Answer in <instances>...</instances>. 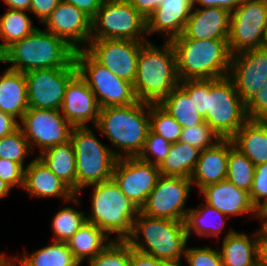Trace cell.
Here are the masks:
<instances>
[{
  "label": "cell",
  "mask_w": 267,
  "mask_h": 266,
  "mask_svg": "<svg viewBox=\"0 0 267 266\" xmlns=\"http://www.w3.org/2000/svg\"><path fill=\"white\" fill-rule=\"evenodd\" d=\"M179 85L188 93L198 113L221 139H231L249 120L246 105L229 76L184 80Z\"/></svg>",
  "instance_id": "1"
},
{
  "label": "cell",
  "mask_w": 267,
  "mask_h": 266,
  "mask_svg": "<svg viewBox=\"0 0 267 266\" xmlns=\"http://www.w3.org/2000/svg\"><path fill=\"white\" fill-rule=\"evenodd\" d=\"M176 54L170 41L162 48L146 42L137 61V75L133 89L138 101L159 104L179 85Z\"/></svg>",
  "instance_id": "2"
},
{
  "label": "cell",
  "mask_w": 267,
  "mask_h": 266,
  "mask_svg": "<svg viewBox=\"0 0 267 266\" xmlns=\"http://www.w3.org/2000/svg\"><path fill=\"white\" fill-rule=\"evenodd\" d=\"M76 50L46 29L37 28L13 43L1 55L0 63H11L12 70L26 73L36 69L67 67L75 60Z\"/></svg>",
  "instance_id": "3"
},
{
  "label": "cell",
  "mask_w": 267,
  "mask_h": 266,
  "mask_svg": "<svg viewBox=\"0 0 267 266\" xmlns=\"http://www.w3.org/2000/svg\"><path fill=\"white\" fill-rule=\"evenodd\" d=\"M170 42L175 50L180 81L229 76L232 55L228 40L174 38Z\"/></svg>",
  "instance_id": "4"
},
{
  "label": "cell",
  "mask_w": 267,
  "mask_h": 266,
  "mask_svg": "<svg viewBox=\"0 0 267 266\" xmlns=\"http://www.w3.org/2000/svg\"><path fill=\"white\" fill-rule=\"evenodd\" d=\"M149 115L150 103L147 102L109 106L100 108L95 127L124 152L123 157H138L150 130Z\"/></svg>",
  "instance_id": "5"
},
{
  "label": "cell",
  "mask_w": 267,
  "mask_h": 266,
  "mask_svg": "<svg viewBox=\"0 0 267 266\" xmlns=\"http://www.w3.org/2000/svg\"><path fill=\"white\" fill-rule=\"evenodd\" d=\"M140 233L144 243L139 242ZM187 240L184 221L152 218L140 212L134 220L132 233L126 239L133 249L177 266H181Z\"/></svg>",
  "instance_id": "6"
},
{
  "label": "cell",
  "mask_w": 267,
  "mask_h": 266,
  "mask_svg": "<svg viewBox=\"0 0 267 266\" xmlns=\"http://www.w3.org/2000/svg\"><path fill=\"white\" fill-rule=\"evenodd\" d=\"M91 215L87 222L95 224L105 233H117V240H126L133 231V223L140 209L121 191L113 179L90 185Z\"/></svg>",
  "instance_id": "7"
},
{
  "label": "cell",
  "mask_w": 267,
  "mask_h": 266,
  "mask_svg": "<svg viewBox=\"0 0 267 266\" xmlns=\"http://www.w3.org/2000/svg\"><path fill=\"white\" fill-rule=\"evenodd\" d=\"M76 157V194L84 187L112 179L118 158L88 127H73L70 135Z\"/></svg>",
  "instance_id": "8"
},
{
  "label": "cell",
  "mask_w": 267,
  "mask_h": 266,
  "mask_svg": "<svg viewBox=\"0 0 267 266\" xmlns=\"http://www.w3.org/2000/svg\"><path fill=\"white\" fill-rule=\"evenodd\" d=\"M145 33H147V20L129 0H104L91 20V40L148 42Z\"/></svg>",
  "instance_id": "9"
},
{
  "label": "cell",
  "mask_w": 267,
  "mask_h": 266,
  "mask_svg": "<svg viewBox=\"0 0 267 266\" xmlns=\"http://www.w3.org/2000/svg\"><path fill=\"white\" fill-rule=\"evenodd\" d=\"M75 62L78 74L94 93L100 108L127 106L138 101L132 83L117 77L85 49L75 52Z\"/></svg>",
  "instance_id": "10"
},
{
  "label": "cell",
  "mask_w": 267,
  "mask_h": 266,
  "mask_svg": "<svg viewBox=\"0 0 267 266\" xmlns=\"http://www.w3.org/2000/svg\"><path fill=\"white\" fill-rule=\"evenodd\" d=\"M267 46V0H242L231 12L228 47L231 55Z\"/></svg>",
  "instance_id": "11"
},
{
  "label": "cell",
  "mask_w": 267,
  "mask_h": 266,
  "mask_svg": "<svg viewBox=\"0 0 267 266\" xmlns=\"http://www.w3.org/2000/svg\"><path fill=\"white\" fill-rule=\"evenodd\" d=\"M77 73L75 60L67 67L36 69L24 73L28 107L60 110L66 87Z\"/></svg>",
  "instance_id": "12"
},
{
  "label": "cell",
  "mask_w": 267,
  "mask_h": 266,
  "mask_svg": "<svg viewBox=\"0 0 267 266\" xmlns=\"http://www.w3.org/2000/svg\"><path fill=\"white\" fill-rule=\"evenodd\" d=\"M191 186L190 178L161 175L140 213L152 218L185 221L190 209L184 206Z\"/></svg>",
  "instance_id": "13"
},
{
  "label": "cell",
  "mask_w": 267,
  "mask_h": 266,
  "mask_svg": "<svg viewBox=\"0 0 267 266\" xmlns=\"http://www.w3.org/2000/svg\"><path fill=\"white\" fill-rule=\"evenodd\" d=\"M21 122L19 128L28 140L31 152L35 149L33 143L40 148L41 154L52 146L70 141L73 126L60 110L29 108Z\"/></svg>",
  "instance_id": "14"
},
{
  "label": "cell",
  "mask_w": 267,
  "mask_h": 266,
  "mask_svg": "<svg viewBox=\"0 0 267 266\" xmlns=\"http://www.w3.org/2000/svg\"><path fill=\"white\" fill-rule=\"evenodd\" d=\"M146 42L135 40H90L85 50L117 77L134 83L141 47ZM90 46V47H89Z\"/></svg>",
  "instance_id": "15"
},
{
  "label": "cell",
  "mask_w": 267,
  "mask_h": 266,
  "mask_svg": "<svg viewBox=\"0 0 267 266\" xmlns=\"http://www.w3.org/2000/svg\"><path fill=\"white\" fill-rule=\"evenodd\" d=\"M160 176L156 165L138 157H121L116 161L112 179L126 197L141 209Z\"/></svg>",
  "instance_id": "16"
},
{
  "label": "cell",
  "mask_w": 267,
  "mask_h": 266,
  "mask_svg": "<svg viewBox=\"0 0 267 266\" xmlns=\"http://www.w3.org/2000/svg\"><path fill=\"white\" fill-rule=\"evenodd\" d=\"M229 74L237 93L247 105L267 79V47L232 55Z\"/></svg>",
  "instance_id": "17"
},
{
  "label": "cell",
  "mask_w": 267,
  "mask_h": 266,
  "mask_svg": "<svg viewBox=\"0 0 267 266\" xmlns=\"http://www.w3.org/2000/svg\"><path fill=\"white\" fill-rule=\"evenodd\" d=\"M92 18L84 11L63 0L51 12L44 24L47 31L65 40L76 51L80 50L79 45H86L91 40Z\"/></svg>",
  "instance_id": "18"
},
{
  "label": "cell",
  "mask_w": 267,
  "mask_h": 266,
  "mask_svg": "<svg viewBox=\"0 0 267 266\" xmlns=\"http://www.w3.org/2000/svg\"><path fill=\"white\" fill-rule=\"evenodd\" d=\"M73 127H87L88 122L97 125L100 107L86 81L77 73L68 83L60 109Z\"/></svg>",
  "instance_id": "19"
},
{
  "label": "cell",
  "mask_w": 267,
  "mask_h": 266,
  "mask_svg": "<svg viewBox=\"0 0 267 266\" xmlns=\"http://www.w3.org/2000/svg\"><path fill=\"white\" fill-rule=\"evenodd\" d=\"M231 12L220 7L191 11L183 33L176 38L228 40Z\"/></svg>",
  "instance_id": "20"
},
{
  "label": "cell",
  "mask_w": 267,
  "mask_h": 266,
  "mask_svg": "<svg viewBox=\"0 0 267 266\" xmlns=\"http://www.w3.org/2000/svg\"><path fill=\"white\" fill-rule=\"evenodd\" d=\"M234 147L231 139H221L214 146L200 152L191 182L199 188L227 179L229 151Z\"/></svg>",
  "instance_id": "21"
},
{
  "label": "cell",
  "mask_w": 267,
  "mask_h": 266,
  "mask_svg": "<svg viewBox=\"0 0 267 266\" xmlns=\"http://www.w3.org/2000/svg\"><path fill=\"white\" fill-rule=\"evenodd\" d=\"M200 194H203L206 204L216 208L227 218L229 215L238 216L250 212L258 217V211L253 206L249 193L237 188L227 179L206 185L200 190Z\"/></svg>",
  "instance_id": "22"
},
{
  "label": "cell",
  "mask_w": 267,
  "mask_h": 266,
  "mask_svg": "<svg viewBox=\"0 0 267 266\" xmlns=\"http://www.w3.org/2000/svg\"><path fill=\"white\" fill-rule=\"evenodd\" d=\"M31 196L39 198L60 197L79 203L76 194L63 183L38 157L25 168L24 186Z\"/></svg>",
  "instance_id": "23"
},
{
  "label": "cell",
  "mask_w": 267,
  "mask_h": 266,
  "mask_svg": "<svg viewBox=\"0 0 267 266\" xmlns=\"http://www.w3.org/2000/svg\"><path fill=\"white\" fill-rule=\"evenodd\" d=\"M194 10L193 0H163L147 19V35L167 34V41L180 36Z\"/></svg>",
  "instance_id": "24"
},
{
  "label": "cell",
  "mask_w": 267,
  "mask_h": 266,
  "mask_svg": "<svg viewBox=\"0 0 267 266\" xmlns=\"http://www.w3.org/2000/svg\"><path fill=\"white\" fill-rule=\"evenodd\" d=\"M253 237L230 229L219 250L223 266H259L258 231Z\"/></svg>",
  "instance_id": "25"
},
{
  "label": "cell",
  "mask_w": 267,
  "mask_h": 266,
  "mask_svg": "<svg viewBox=\"0 0 267 266\" xmlns=\"http://www.w3.org/2000/svg\"><path fill=\"white\" fill-rule=\"evenodd\" d=\"M28 109L25 74L8 68L0 75V111L21 120Z\"/></svg>",
  "instance_id": "26"
},
{
  "label": "cell",
  "mask_w": 267,
  "mask_h": 266,
  "mask_svg": "<svg viewBox=\"0 0 267 266\" xmlns=\"http://www.w3.org/2000/svg\"><path fill=\"white\" fill-rule=\"evenodd\" d=\"M231 140L255 166L267 163V128L258 120H248Z\"/></svg>",
  "instance_id": "27"
},
{
  "label": "cell",
  "mask_w": 267,
  "mask_h": 266,
  "mask_svg": "<svg viewBox=\"0 0 267 266\" xmlns=\"http://www.w3.org/2000/svg\"><path fill=\"white\" fill-rule=\"evenodd\" d=\"M38 158L76 194V157L71 141L46 149Z\"/></svg>",
  "instance_id": "28"
},
{
  "label": "cell",
  "mask_w": 267,
  "mask_h": 266,
  "mask_svg": "<svg viewBox=\"0 0 267 266\" xmlns=\"http://www.w3.org/2000/svg\"><path fill=\"white\" fill-rule=\"evenodd\" d=\"M109 239V241H107ZM107 241V242H105ZM112 240L95 224L87 222L67 242L73 257L80 264L85 258H94L103 251Z\"/></svg>",
  "instance_id": "29"
},
{
  "label": "cell",
  "mask_w": 267,
  "mask_h": 266,
  "mask_svg": "<svg viewBox=\"0 0 267 266\" xmlns=\"http://www.w3.org/2000/svg\"><path fill=\"white\" fill-rule=\"evenodd\" d=\"M201 150L181 141L171 144L169 153L158 166L163 176L191 178Z\"/></svg>",
  "instance_id": "30"
},
{
  "label": "cell",
  "mask_w": 267,
  "mask_h": 266,
  "mask_svg": "<svg viewBox=\"0 0 267 266\" xmlns=\"http://www.w3.org/2000/svg\"><path fill=\"white\" fill-rule=\"evenodd\" d=\"M159 105L166 110L182 128H190L205 122L188 93L180 86H176Z\"/></svg>",
  "instance_id": "31"
},
{
  "label": "cell",
  "mask_w": 267,
  "mask_h": 266,
  "mask_svg": "<svg viewBox=\"0 0 267 266\" xmlns=\"http://www.w3.org/2000/svg\"><path fill=\"white\" fill-rule=\"evenodd\" d=\"M204 205L200 209L190 208L187 212L184 222L188 237L192 230L200 236L216 237L223 229L226 215L206 203Z\"/></svg>",
  "instance_id": "32"
},
{
  "label": "cell",
  "mask_w": 267,
  "mask_h": 266,
  "mask_svg": "<svg viewBox=\"0 0 267 266\" xmlns=\"http://www.w3.org/2000/svg\"><path fill=\"white\" fill-rule=\"evenodd\" d=\"M20 266H79L67 242L55 241L53 244L35 250L30 256L24 254L17 258Z\"/></svg>",
  "instance_id": "33"
},
{
  "label": "cell",
  "mask_w": 267,
  "mask_h": 266,
  "mask_svg": "<svg viewBox=\"0 0 267 266\" xmlns=\"http://www.w3.org/2000/svg\"><path fill=\"white\" fill-rule=\"evenodd\" d=\"M27 11L8 9L0 17V55L13 43L22 40L34 32L37 27L32 25Z\"/></svg>",
  "instance_id": "34"
},
{
  "label": "cell",
  "mask_w": 267,
  "mask_h": 266,
  "mask_svg": "<svg viewBox=\"0 0 267 266\" xmlns=\"http://www.w3.org/2000/svg\"><path fill=\"white\" fill-rule=\"evenodd\" d=\"M254 172L255 165L233 147L228 156L227 180L237 188L249 193L253 184Z\"/></svg>",
  "instance_id": "35"
},
{
  "label": "cell",
  "mask_w": 267,
  "mask_h": 266,
  "mask_svg": "<svg viewBox=\"0 0 267 266\" xmlns=\"http://www.w3.org/2000/svg\"><path fill=\"white\" fill-rule=\"evenodd\" d=\"M71 207L58 211L52 220L55 241L68 242L71 237L86 223V215Z\"/></svg>",
  "instance_id": "36"
},
{
  "label": "cell",
  "mask_w": 267,
  "mask_h": 266,
  "mask_svg": "<svg viewBox=\"0 0 267 266\" xmlns=\"http://www.w3.org/2000/svg\"><path fill=\"white\" fill-rule=\"evenodd\" d=\"M150 130L170 143L179 141L181 125L159 104H150Z\"/></svg>",
  "instance_id": "37"
},
{
  "label": "cell",
  "mask_w": 267,
  "mask_h": 266,
  "mask_svg": "<svg viewBox=\"0 0 267 266\" xmlns=\"http://www.w3.org/2000/svg\"><path fill=\"white\" fill-rule=\"evenodd\" d=\"M131 247L126 240H113L94 258L89 266H130Z\"/></svg>",
  "instance_id": "38"
},
{
  "label": "cell",
  "mask_w": 267,
  "mask_h": 266,
  "mask_svg": "<svg viewBox=\"0 0 267 266\" xmlns=\"http://www.w3.org/2000/svg\"><path fill=\"white\" fill-rule=\"evenodd\" d=\"M31 148L23 131L15 132L0 138V158L11 160L24 166V159L30 154Z\"/></svg>",
  "instance_id": "39"
},
{
  "label": "cell",
  "mask_w": 267,
  "mask_h": 266,
  "mask_svg": "<svg viewBox=\"0 0 267 266\" xmlns=\"http://www.w3.org/2000/svg\"><path fill=\"white\" fill-rule=\"evenodd\" d=\"M220 140L219 135L206 122L190 128H182L179 138V141L194 146L201 151L214 146Z\"/></svg>",
  "instance_id": "40"
},
{
  "label": "cell",
  "mask_w": 267,
  "mask_h": 266,
  "mask_svg": "<svg viewBox=\"0 0 267 266\" xmlns=\"http://www.w3.org/2000/svg\"><path fill=\"white\" fill-rule=\"evenodd\" d=\"M171 144L172 143L165 140L162 136L149 130L143 150L138 155V158L144 162L159 166L167 157ZM149 153L155 158L153 161L149 158Z\"/></svg>",
  "instance_id": "41"
},
{
  "label": "cell",
  "mask_w": 267,
  "mask_h": 266,
  "mask_svg": "<svg viewBox=\"0 0 267 266\" xmlns=\"http://www.w3.org/2000/svg\"><path fill=\"white\" fill-rule=\"evenodd\" d=\"M184 257L189 266H223L219 250L209 247L187 248Z\"/></svg>",
  "instance_id": "42"
},
{
  "label": "cell",
  "mask_w": 267,
  "mask_h": 266,
  "mask_svg": "<svg viewBox=\"0 0 267 266\" xmlns=\"http://www.w3.org/2000/svg\"><path fill=\"white\" fill-rule=\"evenodd\" d=\"M249 197L257 211L267 204V163L255 166L253 184L249 192ZM262 198L263 201L261 203L260 199Z\"/></svg>",
  "instance_id": "43"
},
{
  "label": "cell",
  "mask_w": 267,
  "mask_h": 266,
  "mask_svg": "<svg viewBox=\"0 0 267 266\" xmlns=\"http://www.w3.org/2000/svg\"><path fill=\"white\" fill-rule=\"evenodd\" d=\"M25 167L11 160L0 158V179L11 188L24 186Z\"/></svg>",
  "instance_id": "44"
},
{
  "label": "cell",
  "mask_w": 267,
  "mask_h": 266,
  "mask_svg": "<svg viewBox=\"0 0 267 266\" xmlns=\"http://www.w3.org/2000/svg\"><path fill=\"white\" fill-rule=\"evenodd\" d=\"M267 111V79L263 87L254 98L246 105V114L249 120H257Z\"/></svg>",
  "instance_id": "45"
},
{
  "label": "cell",
  "mask_w": 267,
  "mask_h": 266,
  "mask_svg": "<svg viewBox=\"0 0 267 266\" xmlns=\"http://www.w3.org/2000/svg\"><path fill=\"white\" fill-rule=\"evenodd\" d=\"M130 266H177L165 260L157 259L131 247Z\"/></svg>",
  "instance_id": "46"
},
{
  "label": "cell",
  "mask_w": 267,
  "mask_h": 266,
  "mask_svg": "<svg viewBox=\"0 0 267 266\" xmlns=\"http://www.w3.org/2000/svg\"><path fill=\"white\" fill-rule=\"evenodd\" d=\"M61 0H31L30 11L33 12L41 23L51 15Z\"/></svg>",
  "instance_id": "47"
},
{
  "label": "cell",
  "mask_w": 267,
  "mask_h": 266,
  "mask_svg": "<svg viewBox=\"0 0 267 266\" xmlns=\"http://www.w3.org/2000/svg\"><path fill=\"white\" fill-rule=\"evenodd\" d=\"M163 0H129L131 5L147 20Z\"/></svg>",
  "instance_id": "48"
},
{
  "label": "cell",
  "mask_w": 267,
  "mask_h": 266,
  "mask_svg": "<svg viewBox=\"0 0 267 266\" xmlns=\"http://www.w3.org/2000/svg\"><path fill=\"white\" fill-rule=\"evenodd\" d=\"M84 11L91 18L96 14L104 0H63Z\"/></svg>",
  "instance_id": "49"
},
{
  "label": "cell",
  "mask_w": 267,
  "mask_h": 266,
  "mask_svg": "<svg viewBox=\"0 0 267 266\" xmlns=\"http://www.w3.org/2000/svg\"><path fill=\"white\" fill-rule=\"evenodd\" d=\"M196 2L204 8L220 7L232 12L241 4L242 0H193V7H195Z\"/></svg>",
  "instance_id": "50"
},
{
  "label": "cell",
  "mask_w": 267,
  "mask_h": 266,
  "mask_svg": "<svg viewBox=\"0 0 267 266\" xmlns=\"http://www.w3.org/2000/svg\"><path fill=\"white\" fill-rule=\"evenodd\" d=\"M10 114L0 111V138L7 136L19 129V121Z\"/></svg>",
  "instance_id": "51"
},
{
  "label": "cell",
  "mask_w": 267,
  "mask_h": 266,
  "mask_svg": "<svg viewBox=\"0 0 267 266\" xmlns=\"http://www.w3.org/2000/svg\"><path fill=\"white\" fill-rule=\"evenodd\" d=\"M259 234V266H267V224H263Z\"/></svg>",
  "instance_id": "52"
},
{
  "label": "cell",
  "mask_w": 267,
  "mask_h": 266,
  "mask_svg": "<svg viewBox=\"0 0 267 266\" xmlns=\"http://www.w3.org/2000/svg\"><path fill=\"white\" fill-rule=\"evenodd\" d=\"M9 9L30 11L31 0H4Z\"/></svg>",
  "instance_id": "53"
},
{
  "label": "cell",
  "mask_w": 267,
  "mask_h": 266,
  "mask_svg": "<svg viewBox=\"0 0 267 266\" xmlns=\"http://www.w3.org/2000/svg\"><path fill=\"white\" fill-rule=\"evenodd\" d=\"M16 257L9 259L5 254H0V266H16Z\"/></svg>",
  "instance_id": "54"
},
{
  "label": "cell",
  "mask_w": 267,
  "mask_h": 266,
  "mask_svg": "<svg viewBox=\"0 0 267 266\" xmlns=\"http://www.w3.org/2000/svg\"><path fill=\"white\" fill-rule=\"evenodd\" d=\"M11 189L12 188L7 183L0 179V198H4L9 195Z\"/></svg>",
  "instance_id": "55"
},
{
  "label": "cell",
  "mask_w": 267,
  "mask_h": 266,
  "mask_svg": "<svg viewBox=\"0 0 267 266\" xmlns=\"http://www.w3.org/2000/svg\"><path fill=\"white\" fill-rule=\"evenodd\" d=\"M264 219L263 224H267V204L258 211V218Z\"/></svg>",
  "instance_id": "56"
},
{
  "label": "cell",
  "mask_w": 267,
  "mask_h": 266,
  "mask_svg": "<svg viewBox=\"0 0 267 266\" xmlns=\"http://www.w3.org/2000/svg\"><path fill=\"white\" fill-rule=\"evenodd\" d=\"M257 120L267 128V111L264 112Z\"/></svg>",
  "instance_id": "57"
}]
</instances>
